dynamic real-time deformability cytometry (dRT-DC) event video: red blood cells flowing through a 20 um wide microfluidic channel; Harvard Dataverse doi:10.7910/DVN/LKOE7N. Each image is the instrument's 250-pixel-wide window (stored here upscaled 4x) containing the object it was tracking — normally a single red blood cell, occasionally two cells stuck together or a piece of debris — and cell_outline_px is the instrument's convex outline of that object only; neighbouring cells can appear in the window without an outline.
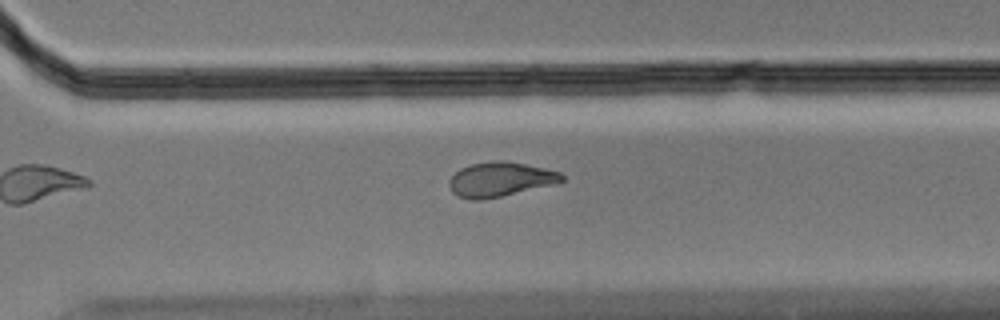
{"species": "Egyptian fruit bat (a non-hibernating species)", "species_latin": "Rousettus aegyptiacus", "temperature_condition": "cold", "stored_images_in_passage": 8, "camera_frame_rate_fps": 3000, "um_per_image_px": 0.085, "animal": {"sex": "male"}, "frame": {"image": 1, "passage_image": 8, "time_ms": 2.333, "image_size_px": [1000, 320], "cell_outline_px": [[564, 180], [556, 184], [500, 196], [480, 200], [472, 200], [456, 196], [452, 192], [448, 184], [448, 180], [460, 168], [472, 164], [496, 160], [504, 160], [544, 168], [560, 172], [564, 176]], "centroid_in_image_um": [42.5, 15.25], "position_along_channel_um": 328.1, "area_um2": 22.6}}